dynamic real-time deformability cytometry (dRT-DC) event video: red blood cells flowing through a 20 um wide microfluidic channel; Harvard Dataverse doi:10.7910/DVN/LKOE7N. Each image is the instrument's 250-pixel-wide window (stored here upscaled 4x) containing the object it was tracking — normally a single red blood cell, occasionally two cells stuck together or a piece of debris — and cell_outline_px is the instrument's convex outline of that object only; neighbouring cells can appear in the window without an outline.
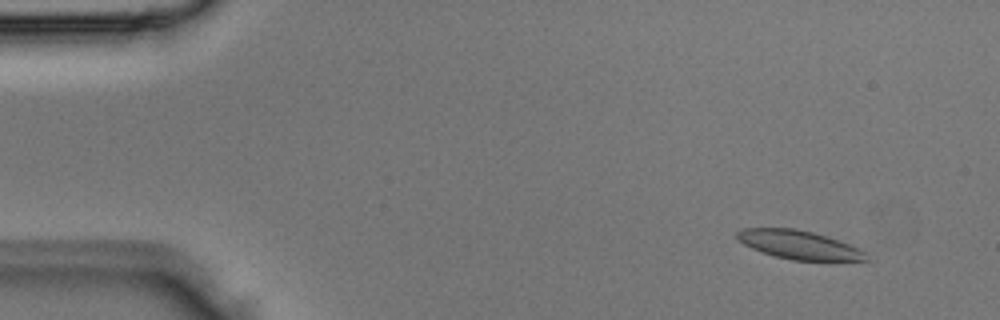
{"species": "Egyptian fruit bat (a non-hibernating species)", "species_latin": "Rousettus aegyptiacus", "temperature_condition": "room temperature", "stored_images_in_passage": 3, "camera_frame_rate_fps": 3000, "um_per_image_px": 0.085, "animal": {"sex": "male"}, "frame": {"image": 1, "passage_image": 1, "time_ms": 0.0, "image_size_px": [1000, 320], "cell_outline_px": [[868, 260], [792, 260], [776, 256], [752, 248], [744, 244], [736, 236], [736, 232], [744, 228], [796, 228], [812, 232], [848, 244], [864, 252]], "centroid_in_image_um": [67.85, 20.8], "position_along_channel_um": 17.1, "area_um2": 20.87}}